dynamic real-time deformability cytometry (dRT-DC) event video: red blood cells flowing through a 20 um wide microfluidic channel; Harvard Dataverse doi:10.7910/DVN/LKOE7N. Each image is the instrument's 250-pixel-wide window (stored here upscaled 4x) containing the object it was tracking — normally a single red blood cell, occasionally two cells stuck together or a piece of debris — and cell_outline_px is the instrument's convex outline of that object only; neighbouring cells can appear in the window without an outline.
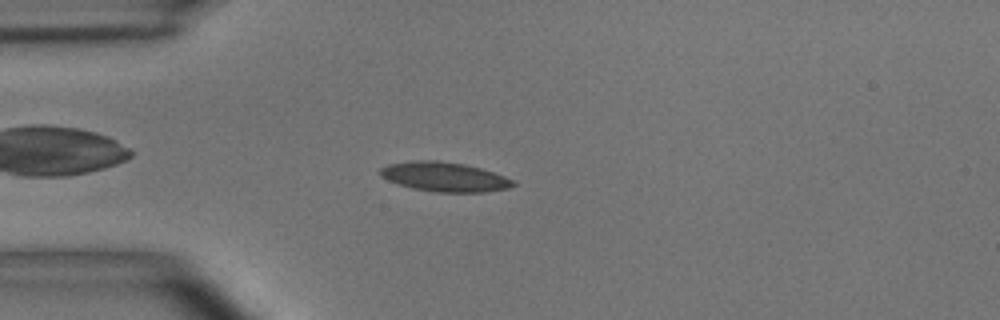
{"species": "common noctule bat (a hibernating species)", "species_latin": "Nyctalus noctula", "temperature_condition": "room temperature", "stored_images_in_passage": 53, "camera_frame_rate_fps": 3000, "um_per_image_px": 0.085, "animal": {"sex": "male", "body_mass_g": 15.6}, "frame": {"image": 1, "passage_image": 13, "time_ms": 4.0, "image_size_px": [1000, 320], "cell_outline_px": [[516, 184], [508, 188], [484, 192], [436, 192], [412, 188], [396, 184], [380, 176], [380, 168], [388, 164], [412, 160], [436, 160], [464, 164], [480, 168], [504, 176], [512, 180]], "centroid_in_image_um": [37.73, 15.03], "position_along_channel_um": 47.3, "area_um2": 22.77}}
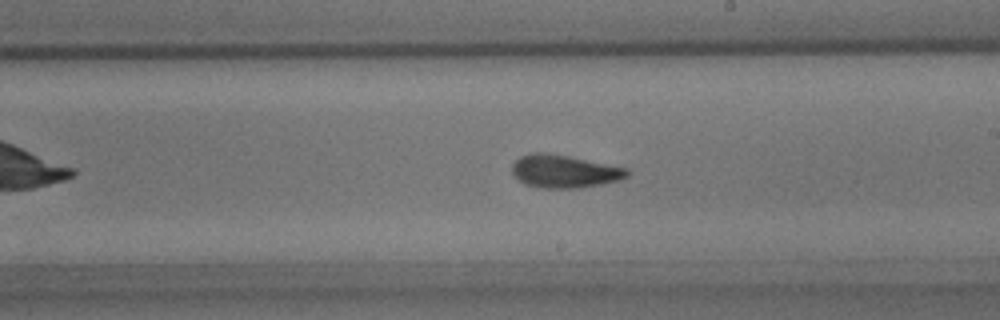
{"frame": {"image": 2, "passage_image": 30, "time_ms": 9.667, "image_size_px": [1000, 320], "cell_outline_px": [[632, 172], [628, 176], [620, 180], [600, 184], [576, 188], [540, 188], [524, 184], [516, 180], [512, 172], [512, 164], [520, 156], [532, 152], [540, 152], [568, 156], [628, 168]], "centroid_in_image_um": [47.95, 14.57], "position_along_channel_um": 241.1, "area_um2": 22.2}}
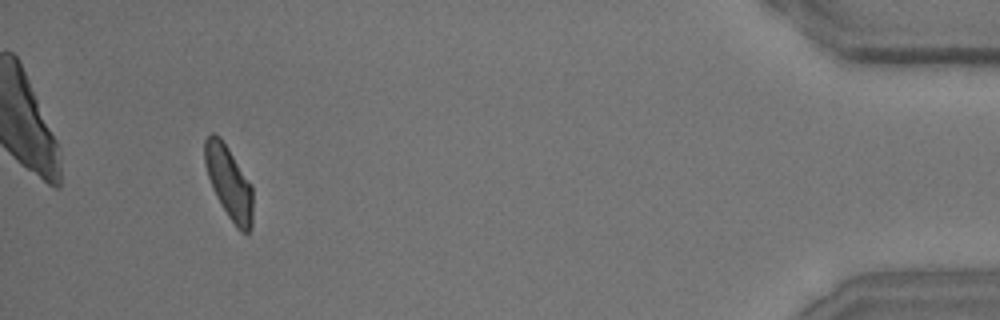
{"frame": {"image": 3, "passage_image": 50, "time_ms": 16.333, "image_size_px": [1000, 320], "cell_outline_px": [[252, 228], [248, 232], [240, 232], [236, 228], [220, 204], [212, 188], [204, 164], [204, 140], [212, 132], [220, 136], [252, 184]], "centroid_in_image_um": [19.45, 15.52], "position_along_channel_um": 415.7, "area_um2": 20.58}, "authors_computed_cell_mechanics": {"area_um2": 21.2704, "velocity_mm_per_s": 3.6461, "shape_relaxation_time_tau1_ms": 4.328, "shape_relaxation_time_tau2_ms": 2.0676, "deformation_change_tau1": 0.13, "deformation_change_tau2": 0.0789}}